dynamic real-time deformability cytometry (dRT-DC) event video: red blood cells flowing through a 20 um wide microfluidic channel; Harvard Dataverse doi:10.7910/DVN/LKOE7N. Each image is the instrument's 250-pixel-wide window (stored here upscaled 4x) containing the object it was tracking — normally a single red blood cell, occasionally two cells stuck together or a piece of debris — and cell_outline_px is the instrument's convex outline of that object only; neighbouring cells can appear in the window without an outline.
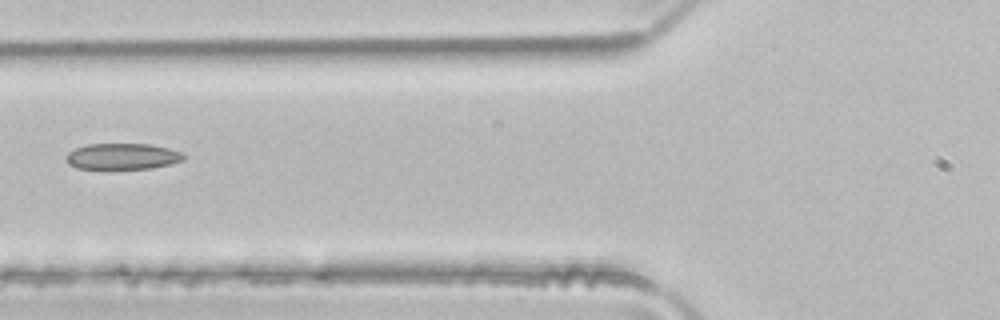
{"species": "common noctule bat (a hibernating species)", "species_latin": "Nyctalus noctula", "temperature_condition": "room temperature", "stored_images_in_passage": 5, "camera_frame_rate_fps": 3000, "um_per_image_px": 0.085, "animal": {"sex": "male", "body_mass_g": 21.5, "forearm_length_mm": 52.0}, "frame": {"image": 1, "passage_image": 5, "time_ms": 1.333, "image_size_px": [1000, 320], "cell_outline_px": [[184, 160], [172, 164], [152, 168], [76, 168], [68, 164], [64, 160], [68, 152], [76, 148], [88, 144], [148, 144], [168, 148], [184, 152]], "centroid_in_image_um": [10.42, 13.29], "position_along_channel_um": 115.4, "area_um2": 17.86}}